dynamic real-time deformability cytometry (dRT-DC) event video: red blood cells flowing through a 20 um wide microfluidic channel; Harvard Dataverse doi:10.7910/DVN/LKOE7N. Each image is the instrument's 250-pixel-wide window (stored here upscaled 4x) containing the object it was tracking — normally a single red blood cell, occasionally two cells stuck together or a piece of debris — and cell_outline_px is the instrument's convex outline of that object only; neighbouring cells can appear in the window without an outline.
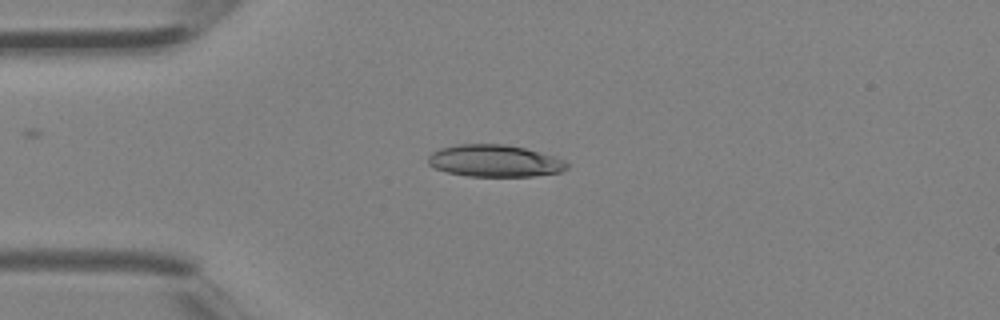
{"species": "Egyptian fruit bat (a non-hibernating species)", "species_latin": "Rousettus aegyptiacus", "temperature_condition": "room temperature", "stored_images_in_passage": 3, "camera_frame_rate_fps": 3000, "um_per_image_px": 0.085, "animal": {"sex": "female"}, "frame": {"image": 1, "passage_image": 2, "time_ms": 0.333, "image_size_px": [1000, 320], "cell_outline_px": [[568, 168], [560, 172], [532, 176], [468, 176], [448, 172], [436, 168], [428, 164], [428, 156], [432, 152], [440, 148], [460, 144], [504, 144], [524, 148], [556, 156], [564, 160], [568, 164]], "centroid_in_image_um": [42.06, 13.67], "position_along_channel_um": 42.9, "area_um2": 25.84}}
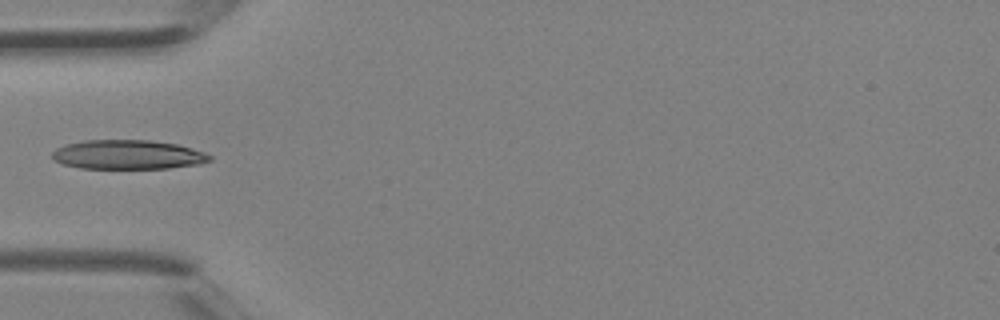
{"frame": {"image": 2, "passage_image": 3, "time_ms": 0.667, "image_size_px": [1000, 320], "cell_outline_px": [[212, 160], [200, 164], [168, 168], [80, 168], [64, 164], [52, 160], [52, 152], [56, 148], [64, 144], [84, 140], [148, 140], [176, 144], [192, 148], [204, 152], [212, 156]], "centroid_in_image_um": [10.85, 13.14], "position_along_channel_um": 74.1, "area_um2": 26.93}}